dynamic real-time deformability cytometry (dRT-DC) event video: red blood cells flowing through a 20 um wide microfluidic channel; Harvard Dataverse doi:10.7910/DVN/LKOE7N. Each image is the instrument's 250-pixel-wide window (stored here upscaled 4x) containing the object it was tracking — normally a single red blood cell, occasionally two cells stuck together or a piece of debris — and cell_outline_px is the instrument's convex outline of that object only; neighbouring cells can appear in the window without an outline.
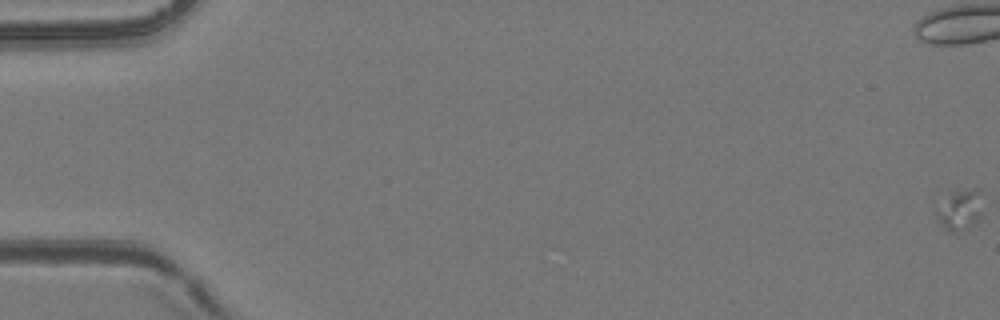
{"species": "common noctule bat (a hibernating species)", "species_latin": "Nyctalus noctula", "temperature_condition": "room temperature", "stored_images_in_passage": 57, "segment_of_instrument_passage": [1, 2], "camera_frame_rate_fps": 3000, "um_per_image_px": 0.085, "animal": {"sex": "female", "body_mass_g": 24.6, "forearm_length_mm": 56.2}, "frame": {"image": 1, "passage_image": 1, "time_ms": 0.0, "image_size_px": [1000, 320], "cell_outline_px": [[980, 216], [976, 224], [956, 232], [952, 232], [944, 228], [936, 220], [936, 212], [944, 196], [952, 192], [976, 188], [980, 188]], "centroid_in_image_um": [81.56, 17.84], "position_along_channel_um": 3.4, "area_um2": 10.87}}